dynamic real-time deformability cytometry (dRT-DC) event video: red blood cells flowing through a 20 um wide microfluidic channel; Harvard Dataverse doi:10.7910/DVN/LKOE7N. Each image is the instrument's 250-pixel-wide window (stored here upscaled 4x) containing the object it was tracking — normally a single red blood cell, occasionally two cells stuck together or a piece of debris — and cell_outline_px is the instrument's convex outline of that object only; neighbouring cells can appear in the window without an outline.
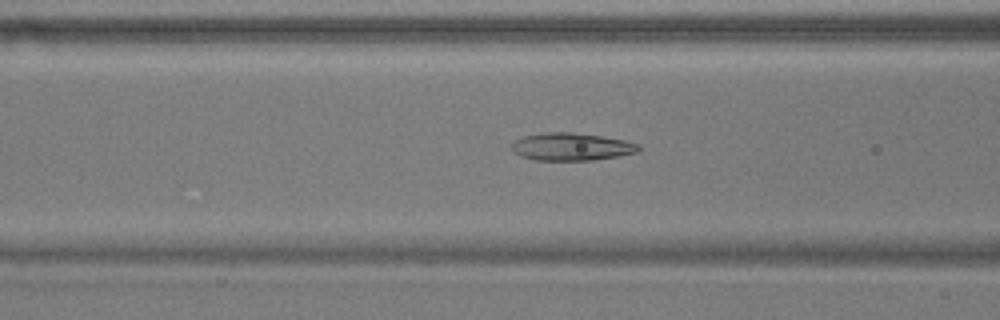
{"species": "common noctule bat (a hibernating species)", "species_latin": "Nyctalus noctula", "temperature_condition": "warm", "stored_images_in_passage": 42, "camera_frame_rate_fps": 3000, "um_per_image_px": 0.085, "animal": {"sex": "male", "body_mass_g": 17.9}, "frame": {"image": 1, "passage_image": 14, "time_ms": 4.333, "image_size_px": [1000, 320], "cell_outline_px": [[640, 148], [636, 152], [616, 156], [592, 160], [536, 160], [520, 156], [512, 148], [512, 144], [516, 140], [524, 136], [540, 132], [572, 132], [600, 136], [624, 140], [640, 144]], "centroid_in_image_um": [48.56, 12.46], "position_along_channel_um": 118.0, "area_um2": 20.23}}
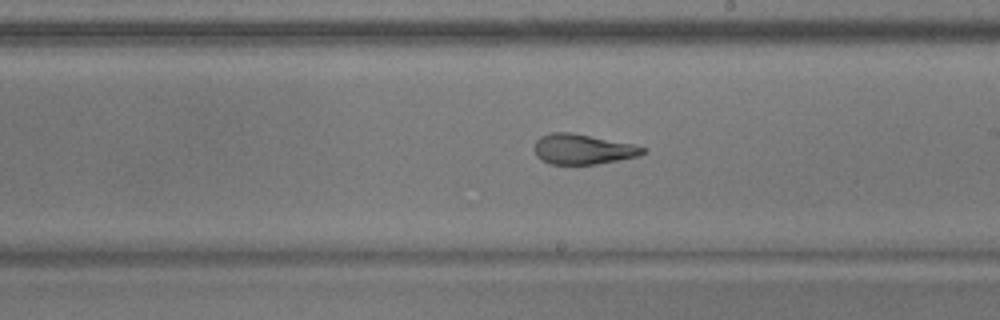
{"frame": {"image": 2, "passage_image": 24, "time_ms": 7.667, "image_size_px": [1000, 320], "cell_outline_px": [[648, 148], [640, 156], [596, 164], [552, 164], [540, 160], [536, 156], [532, 148], [536, 140], [540, 136], [552, 132], [572, 132], [632, 144]], "centroid_in_image_um": [49.49, 12.68], "position_along_channel_um": 239.5, "area_um2": 19.25}}
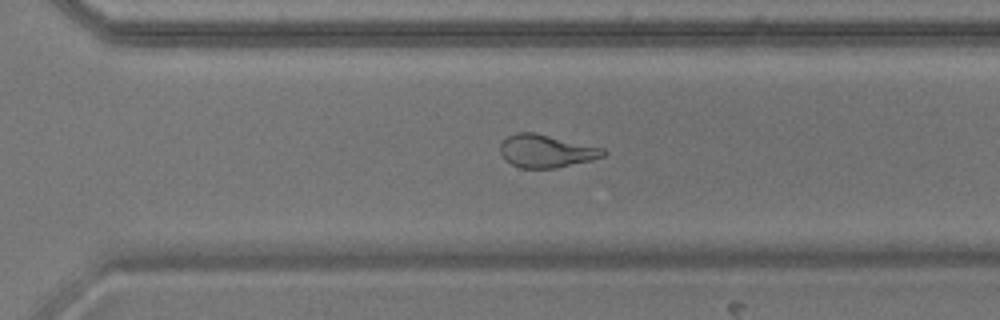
{"frame": {"image": 3, "passage_image": 31, "time_ms": 10.0, "image_size_px": [1000, 320], "cell_outline_px": [[608, 152], [604, 156], [592, 160], [556, 168], [520, 168], [512, 164], [500, 152], [500, 144], [508, 136], [516, 132], [536, 132], [604, 148]], "centroid_in_image_um": [46.46, 12.83], "position_along_channel_um": 324.1, "area_um2": 19.77}, "authors_computed_cell_mechanics": {"area_um2": 20.7791, "velocity_mm_per_s": 3.6413, "shape_relaxation_time_tau1_ms": null, "shape_relaxation_time_tau2_ms": 1.8425, "deformation_change_tau1": null, "deformation_change_tau2": 0.089}}